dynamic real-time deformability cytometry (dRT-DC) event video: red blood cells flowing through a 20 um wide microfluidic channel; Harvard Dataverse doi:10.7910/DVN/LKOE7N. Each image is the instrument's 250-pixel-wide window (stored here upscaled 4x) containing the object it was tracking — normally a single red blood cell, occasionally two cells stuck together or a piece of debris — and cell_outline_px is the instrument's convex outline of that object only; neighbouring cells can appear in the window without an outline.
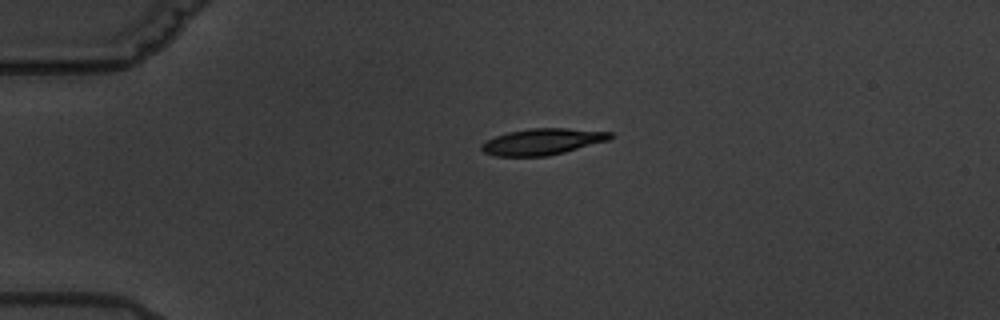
{"species": "common noctule bat (a hibernating species)", "species_latin": "Nyctalus noctula", "temperature_condition": "warm", "stored_images_in_passage": 2, "camera_frame_rate_fps": 3000, "um_per_image_px": 0.085, "animal": {"sex": "male", "body_mass_g": 19.5, "forearm_length_mm": 54.6}, "frame": {"image": 1, "passage_image": 1, "time_ms": 0.0, "image_size_px": [1000, 320], "cell_outline_px": [[612, 136], [608, 140], [564, 152], [548, 156], [496, 156], [484, 152], [480, 148], [480, 144], [496, 136], [508, 132], [532, 128], [568, 128], [612, 132]], "centroid_in_image_um": [46.09, 12.04], "position_along_channel_um": 38.9, "area_um2": 19.54}}